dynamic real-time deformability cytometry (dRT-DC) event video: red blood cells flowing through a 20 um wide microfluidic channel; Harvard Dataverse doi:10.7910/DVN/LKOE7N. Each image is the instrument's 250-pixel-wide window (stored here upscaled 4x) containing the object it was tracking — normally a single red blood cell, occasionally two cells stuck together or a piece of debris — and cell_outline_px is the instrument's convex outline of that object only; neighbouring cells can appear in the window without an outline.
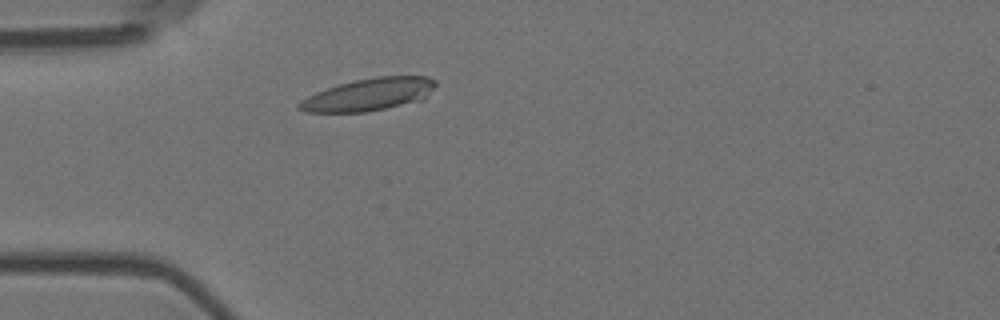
{"species": "Egyptian fruit bat (a non-hibernating species)", "species_latin": "Rousettus aegyptiacus", "temperature_condition": "room temperature", "stored_images_in_passage": 3, "camera_frame_rate_fps": 3000, "um_per_image_px": 0.085, "animal": {"sex": "female"}, "frame": {"image": 1, "passage_image": 3, "time_ms": 0.667, "image_size_px": [1000, 320], "cell_outline_px": [[436, 84], [424, 100], [368, 112], [304, 112], [296, 108], [296, 104], [300, 100], [316, 92], [340, 84], [356, 80], [376, 76], [428, 76], [436, 80]], "centroid_in_image_um": [31.35, 8.04], "position_along_channel_um": 53.6, "area_um2": 25.89}}